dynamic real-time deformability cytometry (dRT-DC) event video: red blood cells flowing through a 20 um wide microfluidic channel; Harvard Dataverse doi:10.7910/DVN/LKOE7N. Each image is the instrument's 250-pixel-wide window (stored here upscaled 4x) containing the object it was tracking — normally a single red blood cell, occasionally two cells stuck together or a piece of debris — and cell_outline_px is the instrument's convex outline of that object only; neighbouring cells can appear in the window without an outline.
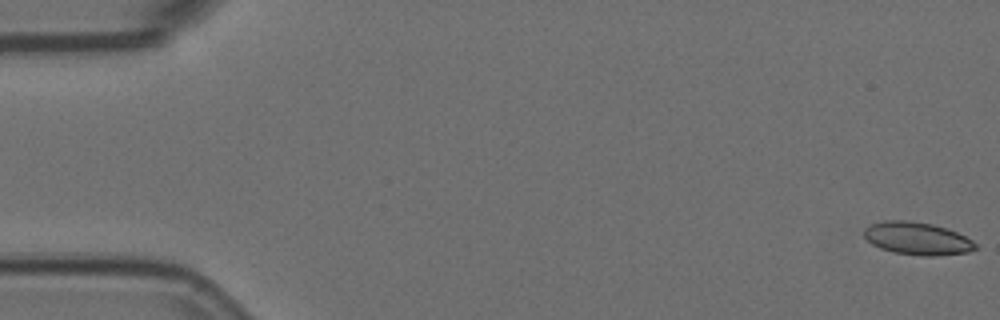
{"species": "Egyptian fruit bat (a non-hibernating species)", "species_latin": "Rousettus aegyptiacus", "temperature_condition": "room temperature", "stored_images_in_passage": 11, "camera_frame_rate_fps": 3000, "um_per_image_px": 0.085, "animal": {"sex": "female"}, "frame": {"image": 1, "passage_image": 1, "time_ms": 0.0, "image_size_px": [1000, 320], "cell_outline_px": [[976, 248], [968, 252], [936, 256], [920, 256], [892, 252], [880, 248], [872, 244], [864, 236], [864, 228], [872, 224], [884, 220], [908, 220], [932, 224], [956, 232], [972, 240], [976, 244]], "centroid_in_image_um": [77.94, 20.28], "position_along_channel_um": 7.1, "area_um2": 21.15}}
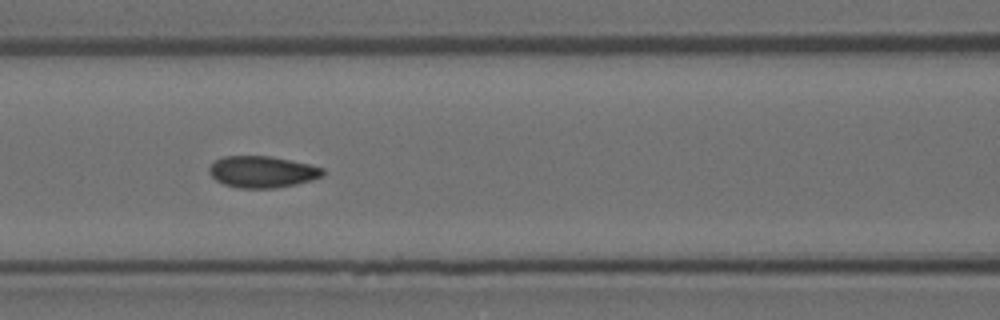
{"frame": {"image": 2, "passage_image": 7, "time_ms": 2.0, "image_size_px": [1000, 320], "cell_outline_px": [[324, 176], [312, 180], [296, 184], [276, 188], [240, 188], [224, 184], [216, 180], [208, 172], [208, 168], [216, 160], [224, 156], [268, 156], [308, 164], [324, 168]], "centroid_in_image_um": [22.29, 14.61], "position_along_channel_um": 144.3, "area_um2": 20.81}}
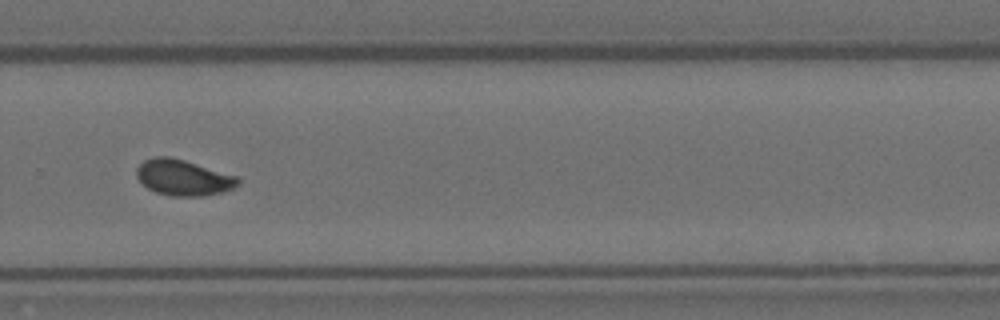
{"frame": {"image": 3, "passage_image": 11, "time_ms": 3.333, "image_size_px": [1000, 320], "cell_outline_px": [[240, 184], [232, 188], [220, 192], [204, 196], [168, 196], [156, 192], [148, 188], [136, 176], [136, 168], [144, 160], [152, 156], [168, 156], [184, 160], [240, 176]], "centroid_in_image_um": [15.59, 15.08], "position_along_channel_um": 314.2, "area_um2": 21.33}}